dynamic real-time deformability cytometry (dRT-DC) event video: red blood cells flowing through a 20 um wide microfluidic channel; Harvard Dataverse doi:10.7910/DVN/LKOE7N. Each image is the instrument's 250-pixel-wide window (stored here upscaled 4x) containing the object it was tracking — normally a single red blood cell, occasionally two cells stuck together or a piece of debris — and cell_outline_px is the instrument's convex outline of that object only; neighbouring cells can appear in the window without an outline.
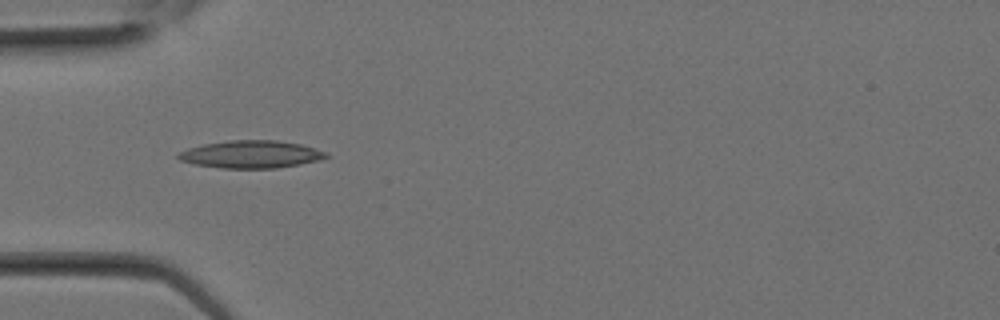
{"species": "Egyptian fruit bat (a non-hibernating species)", "species_latin": "Rousettus aegyptiacus", "temperature_condition": "room temperature", "stored_images_in_passage": 12, "camera_frame_rate_fps": 3000, "um_per_image_px": 0.085, "animal": {"sex": "female"}, "frame": {"image": 1, "passage_image": 9, "time_ms": 2.667, "image_size_px": [1000, 320], "cell_outline_px": [[328, 156], [316, 160], [300, 164], [276, 168], [224, 168], [196, 164], [180, 160], [176, 156], [176, 152], [200, 144], [228, 140], [276, 140], [300, 144], [328, 152]], "centroid_in_image_um": [21.28, 13.1], "position_along_channel_um": 63.7, "area_um2": 23.7}}
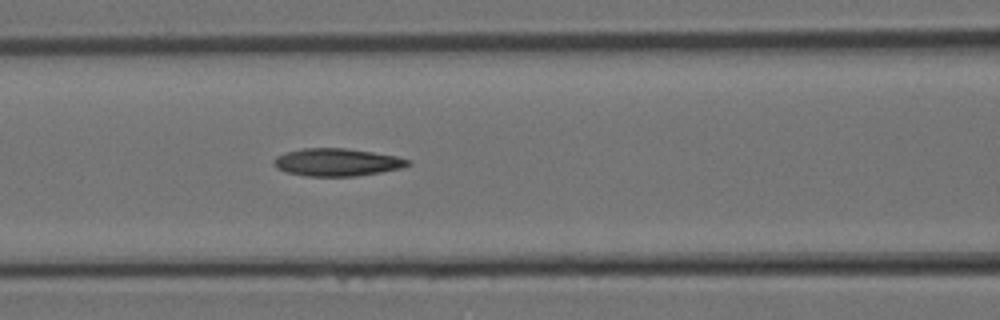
{"frame": {"image": 2, "passage_image": 12, "time_ms": 3.667, "image_size_px": [1000, 320], "cell_outline_px": [[412, 164], [404, 168], [356, 176], [308, 176], [284, 172], [276, 168], [272, 164], [272, 160], [276, 156], [284, 152], [304, 148], [348, 148], [396, 156], [412, 160]], "centroid_in_image_um": [28.63, 13.79], "position_along_channel_um": 138.0, "area_um2": 21.91}}